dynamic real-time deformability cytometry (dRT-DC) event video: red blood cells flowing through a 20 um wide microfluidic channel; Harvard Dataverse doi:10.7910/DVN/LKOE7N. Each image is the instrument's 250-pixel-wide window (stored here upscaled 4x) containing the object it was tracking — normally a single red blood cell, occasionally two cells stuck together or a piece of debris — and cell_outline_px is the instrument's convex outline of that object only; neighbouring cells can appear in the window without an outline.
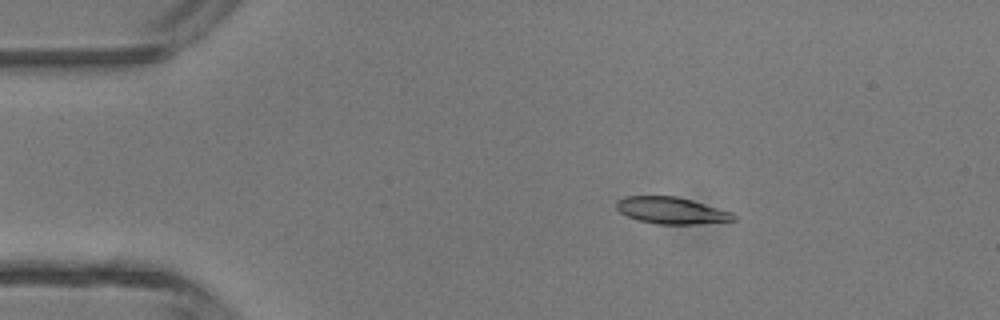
{"species": "common noctule bat (a hibernating species)", "species_latin": "Nyctalus noctula", "temperature_condition": "room temperature", "stored_images_in_passage": 2, "camera_frame_rate_fps": 3000, "um_per_image_px": 0.085, "animal": {"sex": "male", "body_mass_g": 13.3}, "frame": {"image": 1, "passage_image": 1, "time_ms": 0.0, "image_size_px": [1000, 320], "cell_outline_px": [[736, 220], [696, 224], [656, 224], [640, 220], [628, 216], [620, 212], [616, 208], [616, 200], [624, 196], [676, 196], [692, 200], [732, 212], [736, 216]], "centroid_in_image_um": [57.06, 17.88], "position_along_channel_um": 27.9, "area_um2": 18.21}}